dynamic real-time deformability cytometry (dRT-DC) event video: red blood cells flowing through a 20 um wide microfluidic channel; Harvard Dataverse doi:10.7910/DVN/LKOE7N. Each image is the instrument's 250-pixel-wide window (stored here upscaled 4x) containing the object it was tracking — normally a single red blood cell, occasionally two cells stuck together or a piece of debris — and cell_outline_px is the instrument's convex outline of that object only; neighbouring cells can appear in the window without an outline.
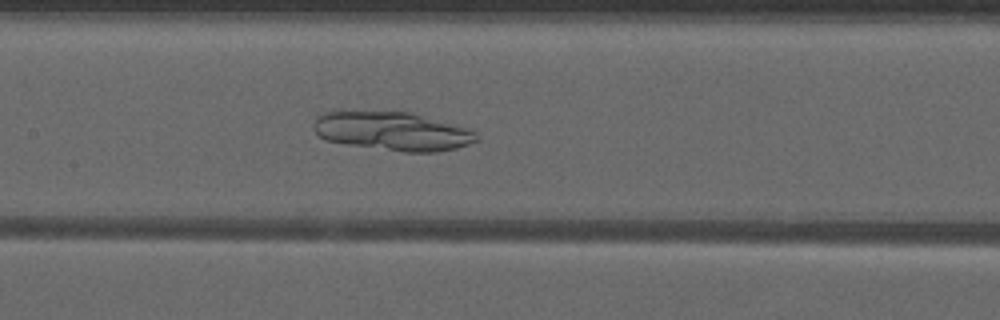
{"species": "common noctule bat (a hibernating species)", "species_latin": "Nyctalus noctula", "temperature_condition": "warm", "stored_images_in_passage": 47, "camera_frame_rate_fps": 3000, "um_per_image_px": 0.085, "animal": {"sex": "male", "forearm_length_mm": 52.5}, "frame": {"image": 1, "passage_image": 21, "time_ms": 6.667, "image_size_px": [1000, 320], "cell_outline_px": [[476, 140], [468, 144], [456, 148], [436, 152], [404, 152], [348, 144], [328, 140], [320, 136], [312, 128], [316, 116], [324, 112], [412, 112], [468, 128], [476, 132]], "centroid_in_image_um": [33.37, 11.15], "position_along_channel_um": 174.0, "area_um2": 36.3}}
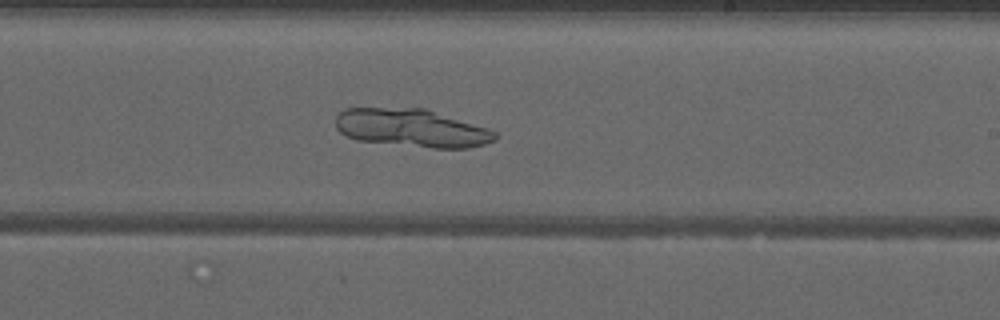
{"frame": {"image": 2, "passage_image": 27, "time_ms": 8.667, "image_size_px": [1000, 320], "cell_outline_px": [[496, 140], [484, 144], [468, 148], [432, 148], [356, 140], [340, 132], [336, 128], [336, 116], [344, 108], [392, 96], [488, 128], [496, 132]], "centroid_in_image_um": [34.82, 10.68], "position_along_channel_um": 254.2, "area_um2": 39.19}}